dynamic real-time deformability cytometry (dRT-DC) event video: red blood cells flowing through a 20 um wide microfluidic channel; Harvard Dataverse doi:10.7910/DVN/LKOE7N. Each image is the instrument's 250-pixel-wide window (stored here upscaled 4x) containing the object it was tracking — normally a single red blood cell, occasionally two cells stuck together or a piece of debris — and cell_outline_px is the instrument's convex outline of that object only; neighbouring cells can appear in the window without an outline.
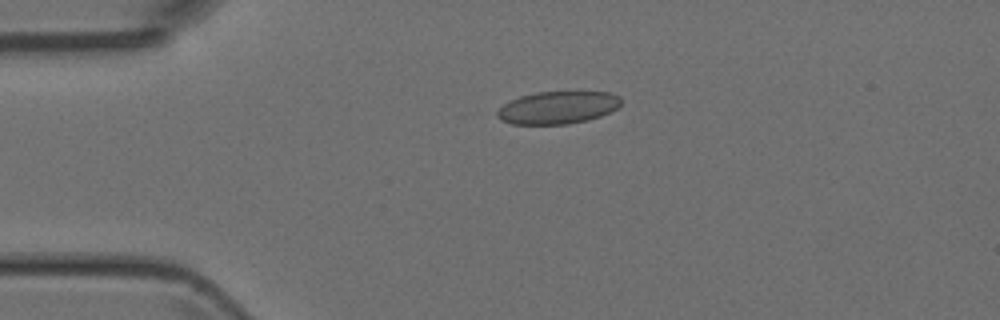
{"species": "Egyptian fruit bat (a non-hibernating species)", "species_latin": "Rousettus aegyptiacus", "temperature_condition": "room temperature", "stored_images_in_passage": 6, "camera_frame_rate_fps": 3000, "um_per_image_px": 0.085, "animal": {"sex": "female"}, "frame": {"image": 1, "passage_image": 3, "time_ms": 3.0, "image_size_px": [1000, 320], "cell_outline_px": [[620, 104], [612, 112], [588, 120], [568, 124], [512, 124], [500, 120], [496, 116], [496, 112], [504, 104], [520, 96], [536, 92], [608, 92], [620, 96]], "centroid_in_image_um": [47.41, 9.15], "position_along_channel_um": 37.6, "area_um2": 23.47}}
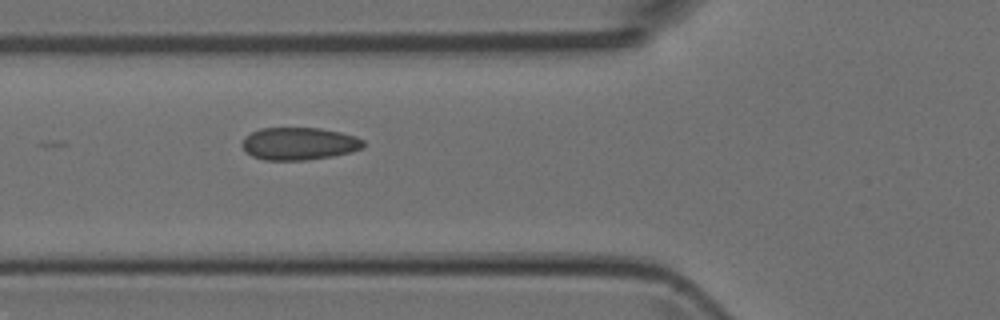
{"frame": {"image": 2, "passage_image": 5, "time_ms": 5.333, "image_size_px": [1000, 320], "cell_outline_px": [[364, 148], [352, 152], [332, 156], [304, 160], [264, 160], [252, 156], [240, 144], [244, 136], [260, 128], [320, 128], [340, 132], [356, 136], [364, 140]], "centroid_in_image_um": [25.43, 12.21], "position_along_channel_um": 100.4, "area_um2": 23.12}}
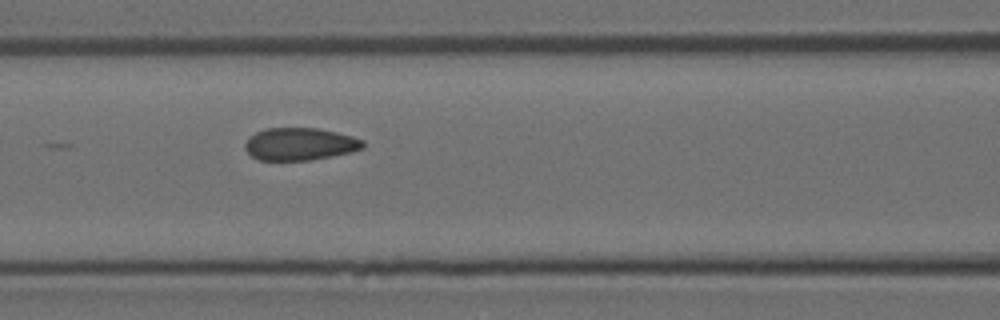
{"frame": {"image": 3, "passage_image": 6, "time_ms": 6.333, "image_size_px": [1000, 320], "cell_outline_px": [[364, 148], [352, 152], [312, 160], [260, 160], [252, 156], [244, 148], [244, 144], [256, 132], [264, 128], [316, 128], [336, 132], [352, 136], [364, 140]], "centroid_in_image_um": [25.52, 12.25], "position_along_channel_um": 141.1, "area_um2": 22.31}}